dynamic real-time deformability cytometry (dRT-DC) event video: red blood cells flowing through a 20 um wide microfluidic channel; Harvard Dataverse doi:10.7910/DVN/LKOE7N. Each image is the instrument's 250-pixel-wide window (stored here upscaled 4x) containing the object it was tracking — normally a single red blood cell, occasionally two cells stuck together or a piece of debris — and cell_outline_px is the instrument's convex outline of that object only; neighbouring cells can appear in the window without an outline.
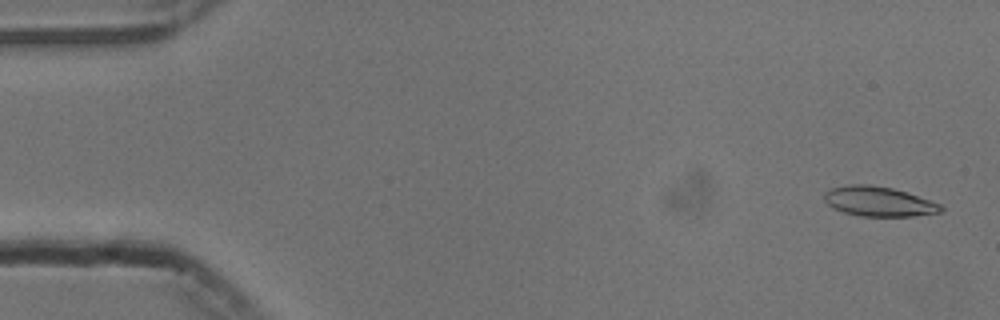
{"species": "common noctule bat (a hibernating species)", "species_latin": "Nyctalus noctula", "temperature_condition": "cold", "stored_images_in_passage": 55, "camera_frame_rate_fps": 3000, "um_per_image_px": 0.085, "animal": {"sex": "male", "body_mass_g": 13.3}, "frame": {"image": 1, "passage_image": 2, "time_ms": 0.333, "image_size_px": [1000, 320], "cell_outline_px": [[944, 208], [940, 212], [912, 216], [860, 216], [844, 212], [832, 208], [824, 200], [824, 192], [828, 188], [848, 184], [868, 184], [892, 188], [940, 204]], "centroid_in_image_um": [74.61, 17.12], "position_along_channel_um": 10.4, "area_um2": 20.11}}
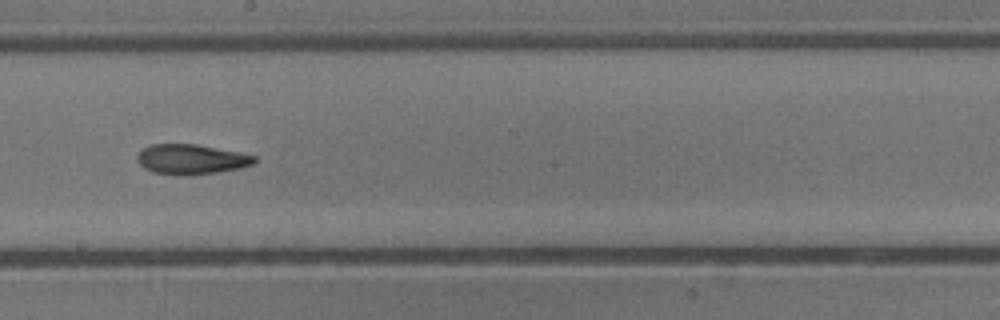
{"frame": {"image": 2, "passage_image": 30, "time_ms": 9.667, "image_size_px": [1000, 320], "cell_outline_px": [[256, 160], [252, 164], [240, 168], [216, 172], [180, 176], [152, 172], [144, 168], [136, 160], [136, 156], [144, 148], [152, 144], [196, 144], [240, 152], [256, 156]], "centroid_in_image_um": [16.24, 13.54], "position_along_channel_um": 232.0, "area_um2": 20.46}}
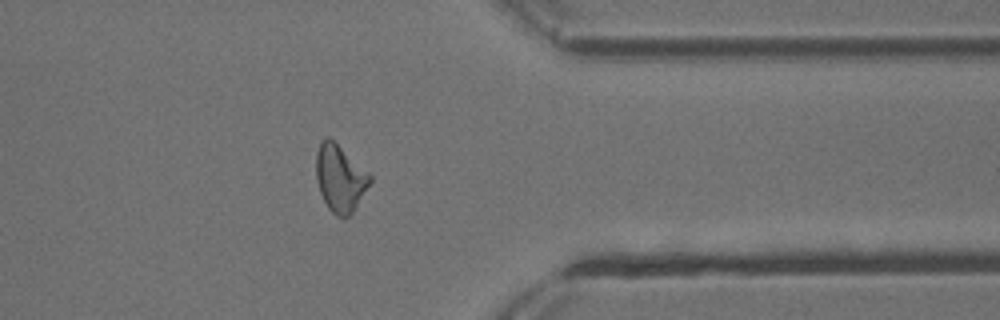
{"frame": {"image": 3, "passage_image": 43, "time_ms": 14.0, "image_size_px": [1000, 320], "cell_outline_px": [[372, 180], [352, 212], [348, 216], [336, 216], [328, 208], [320, 192], [316, 180], [316, 152], [320, 140], [328, 136], [368, 172], [372, 176]], "centroid_in_image_um": [28.87, 15.13], "position_along_channel_um": 382.5, "area_um2": 20.69}, "authors_computed_cell_mechanics": {"area_um2": 20.6346, "velocity_mm_per_s": 3.7624, "shape_relaxation_time_tau1_ms": null, "shape_relaxation_time_tau2_ms": 5.8444, "deformation_change_tau1": null, "deformation_change_tau2": 0.1622}}